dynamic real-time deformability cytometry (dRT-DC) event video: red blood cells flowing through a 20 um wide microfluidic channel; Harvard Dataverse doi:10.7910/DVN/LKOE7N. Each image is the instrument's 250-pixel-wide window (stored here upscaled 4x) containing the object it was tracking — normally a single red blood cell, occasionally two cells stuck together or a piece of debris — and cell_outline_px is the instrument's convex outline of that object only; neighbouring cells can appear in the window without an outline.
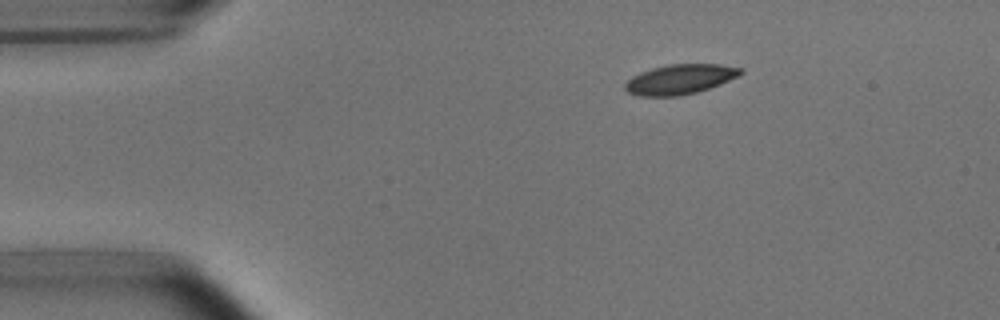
{"species": "common noctule bat (a hibernating species)", "species_latin": "Nyctalus noctula", "temperature_condition": "room temperature", "stored_images_in_passage": 2, "camera_frame_rate_fps": 3000, "um_per_image_px": 0.085, "animal": {"sex": "male", "body_mass_g": 15.6}, "frame": {"image": 1, "passage_image": 1, "time_ms": 0.0, "image_size_px": [1000, 320], "cell_outline_px": [[744, 72], [740, 76], [720, 84], [696, 92], [680, 96], [640, 96], [628, 92], [624, 88], [624, 84], [632, 76], [640, 72], [652, 68], [668, 64], [716, 64], [744, 68]], "centroid_in_image_um": [57.81, 6.73], "position_along_channel_um": 27.2, "area_um2": 20.17}}